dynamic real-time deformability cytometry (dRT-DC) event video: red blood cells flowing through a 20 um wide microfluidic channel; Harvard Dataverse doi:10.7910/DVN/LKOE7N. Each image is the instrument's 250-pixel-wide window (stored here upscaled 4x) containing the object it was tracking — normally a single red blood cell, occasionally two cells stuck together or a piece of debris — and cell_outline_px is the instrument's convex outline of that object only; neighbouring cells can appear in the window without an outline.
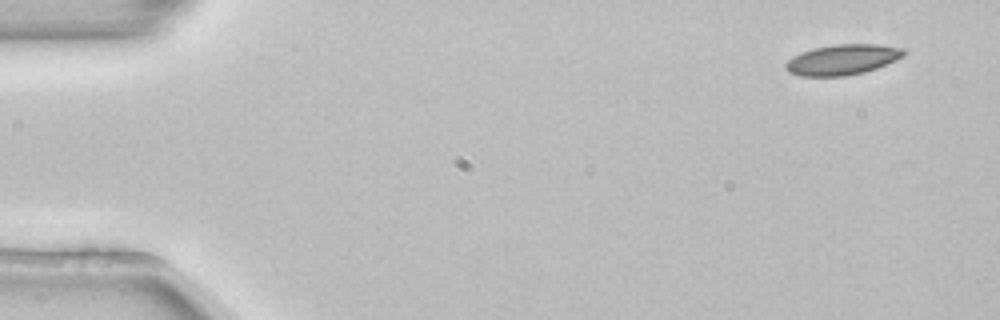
{"species": "common noctule bat (a hibernating species)", "species_latin": "Nyctalus noctula", "temperature_condition": "room temperature", "stored_images_in_passage": 4, "camera_frame_rate_fps": 3000, "um_per_image_px": 0.085, "animal": {"sex": "female", "body_mass_g": 22.7, "forearm_length_mm": 54.2}, "frame": {"image": 1, "passage_image": 1, "time_ms": 0.0, "image_size_px": [1000, 320], "cell_outline_px": [[904, 56], [896, 60], [876, 68], [864, 72], [844, 76], [800, 76], [788, 72], [784, 68], [784, 64], [792, 56], [800, 52], [812, 48], [836, 44], [876, 44], [904, 48]], "centroid_in_image_um": [71.56, 5.07], "position_along_channel_um": 13.4, "area_um2": 21.04}}
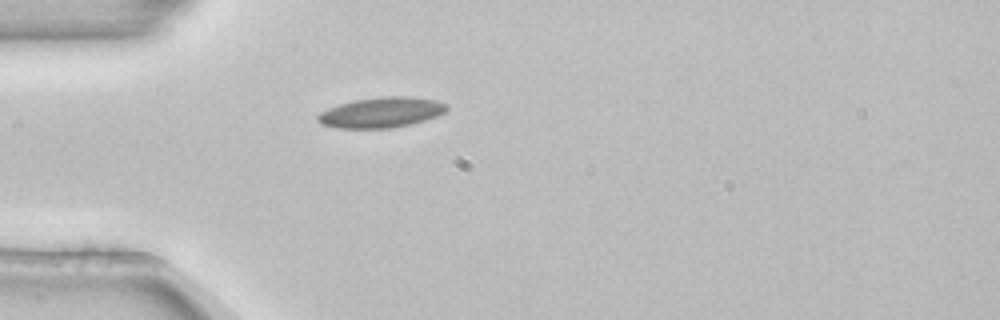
{"frame": {"image": 2, "passage_image": 4, "time_ms": 1.0, "image_size_px": [1000, 320], "cell_outline_px": [[448, 108], [444, 112], [436, 116], [424, 120], [392, 128], [336, 128], [320, 124], [316, 120], [316, 116], [320, 112], [328, 108], [340, 104], [356, 100], [384, 96], [408, 96], [436, 100], [448, 104]], "centroid_in_image_um": [32.38, 9.56], "position_along_channel_um": 52.6, "area_um2": 22.77}}